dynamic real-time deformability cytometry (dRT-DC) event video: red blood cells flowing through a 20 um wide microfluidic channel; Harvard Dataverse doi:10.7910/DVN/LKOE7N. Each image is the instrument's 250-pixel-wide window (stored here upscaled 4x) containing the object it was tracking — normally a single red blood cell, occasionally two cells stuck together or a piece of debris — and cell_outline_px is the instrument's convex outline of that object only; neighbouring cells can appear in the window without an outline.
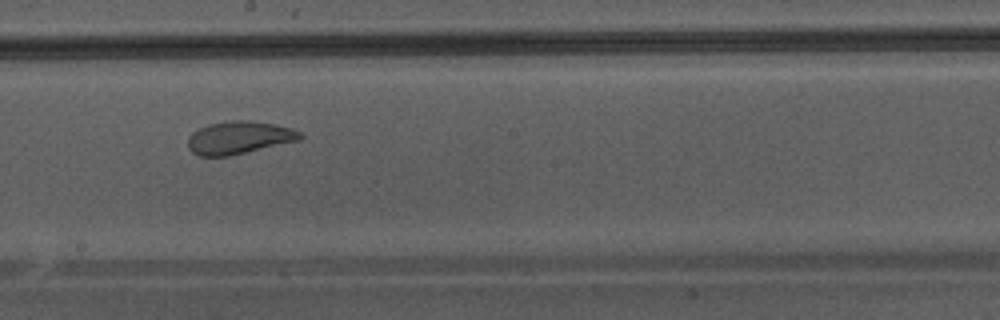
{"species": "Egyptian fruit bat (a non-hibernating species)", "species_latin": "Rousettus aegyptiacus", "temperature_condition": "warm", "stored_images_in_passage": 34, "camera_frame_rate_fps": 3000, "um_per_image_px": 0.085, "animal": {"sex": "male"}, "frame": {"image": 1, "passage_image": 15, "time_ms": 4.667, "image_size_px": [1000, 320], "cell_outline_px": [[304, 136], [300, 140], [228, 156], [200, 156], [192, 152], [188, 148], [188, 140], [192, 132], [208, 124], [232, 120], [248, 120], [276, 124], [292, 128], [300, 132]], "centroid_in_image_um": [20.33, 11.69], "position_along_channel_um": 227.9, "area_um2": 21.39}}